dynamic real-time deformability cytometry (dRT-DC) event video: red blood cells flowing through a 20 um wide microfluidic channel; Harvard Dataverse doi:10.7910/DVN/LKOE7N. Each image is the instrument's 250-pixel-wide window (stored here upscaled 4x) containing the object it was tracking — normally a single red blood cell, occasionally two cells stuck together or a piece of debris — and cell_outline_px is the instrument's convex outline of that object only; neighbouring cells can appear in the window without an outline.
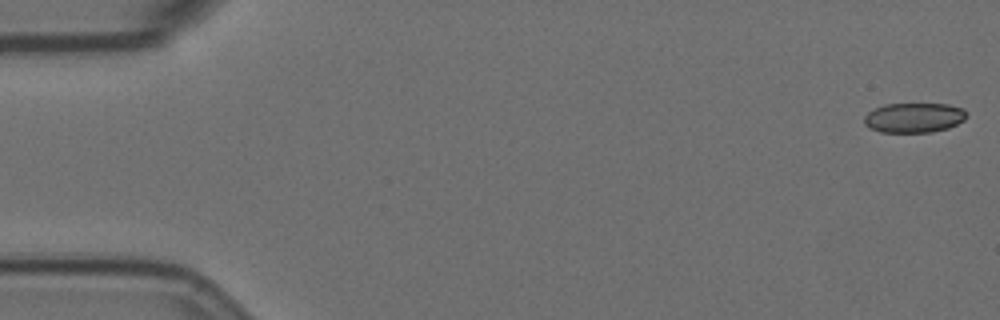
{"species": "Egyptian fruit bat (a non-hibernating species)", "species_latin": "Rousettus aegyptiacus", "temperature_condition": "room temperature", "stored_images_in_passage": 57, "camera_frame_rate_fps": 3000, "um_per_image_px": 0.085, "animal": {"sex": "female"}, "frame": {"image": 1, "passage_image": 1, "time_ms": 0.0, "image_size_px": [1000, 320], "cell_outline_px": [[968, 112], [964, 120], [948, 128], [932, 132], [880, 132], [868, 128], [864, 124], [864, 116], [868, 112], [884, 104], [948, 104], [964, 108]], "centroid_in_image_um": [77.69, 10.0], "position_along_channel_um": 7.3, "area_um2": 17.92}}
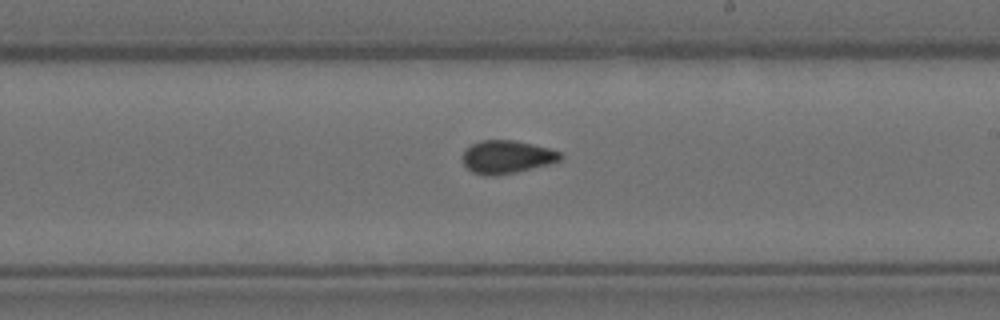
{"frame": {"image": 2, "passage_image": 33, "time_ms": 10.667, "image_size_px": [1000, 320], "cell_outline_px": [[564, 156], [560, 160], [548, 164], [516, 172], [496, 176], [484, 176], [472, 172], [464, 164], [460, 156], [464, 148], [480, 140], [516, 140], [548, 148], [560, 152]], "centroid_in_image_um": [43.02, 13.34], "position_along_channel_um": 246.0, "area_um2": 19.07}}
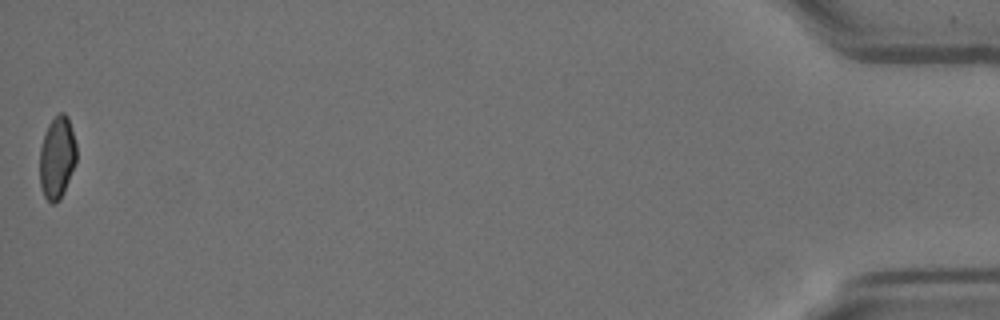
{"frame": {"image": 3, "passage_image": 57, "time_ms": 18.667, "image_size_px": [1000, 320], "cell_outline_px": [[76, 164], [64, 192], [60, 200], [52, 204], [44, 196], [40, 184], [40, 148], [44, 132], [48, 124], [60, 112], [64, 112], [68, 116], [76, 144]], "centroid_in_image_um": [4.86, 13.39], "position_along_channel_um": 430.3, "area_um2": 17.8}, "authors_computed_cell_mechanics": {"area_um2": 18.785, "velocity_mm_per_s": 3.548, "shape_relaxation_time_tau1_ms": null, "shape_relaxation_time_tau2_ms": 2.9588, "deformation_change_tau1": null, "deformation_change_tau2": 0.054}}